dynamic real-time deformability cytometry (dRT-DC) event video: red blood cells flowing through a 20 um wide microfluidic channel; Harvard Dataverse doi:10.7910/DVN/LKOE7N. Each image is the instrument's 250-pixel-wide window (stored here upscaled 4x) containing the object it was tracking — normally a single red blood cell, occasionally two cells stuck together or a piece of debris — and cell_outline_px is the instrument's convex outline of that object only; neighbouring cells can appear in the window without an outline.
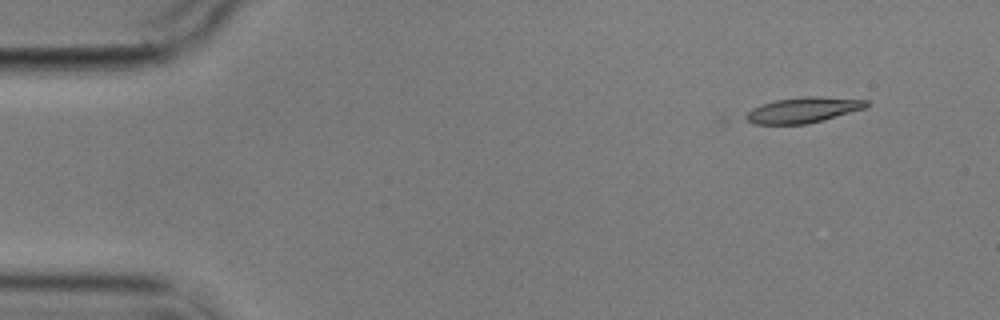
{"species": "common noctule bat (a hibernating species)", "species_latin": "Nyctalus noctula", "temperature_condition": "cold", "stored_images_in_passage": 5, "camera_frame_rate_fps": 3000, "um_per_image_px": 0.085, "animal": {"sex": "male", "body_mass_g": 17.9}, "frame": {"image": 1, "passage_image": 2, "time_ms": 2.0, "image_size_px": [1000, 320], "cell_outline_px": [[868, 104], [864, 108], [808, 124], [752, 124], [744, 116], [752, 108], [776, 100], [804, 96], [816, 96], [868, 100]], "centroid_in_image_um": [68.24, 9.35], "position_along_channel_um": 16.8, "area_um2": 17.63}}
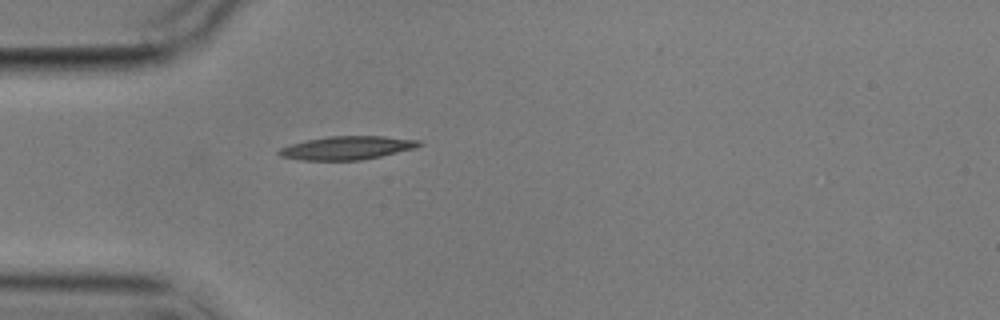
{"frame": {"image": 2, "passage_image": 5, "time_ms": 5.667, "image_size_px": [1000, 320], "cell_outline_px": [[424, 144], [416, 148], [380, 156], [360, 160], [304, 160], [280, 156], [276, 152], [280, 148], [292, 144], [308, 140], [328, 136], [384, 136], [420, 140]], "centroid_in_image_um": [29.54, 12.56], "position_along_channel_um": 55.5, "area_um2": 19.02}}